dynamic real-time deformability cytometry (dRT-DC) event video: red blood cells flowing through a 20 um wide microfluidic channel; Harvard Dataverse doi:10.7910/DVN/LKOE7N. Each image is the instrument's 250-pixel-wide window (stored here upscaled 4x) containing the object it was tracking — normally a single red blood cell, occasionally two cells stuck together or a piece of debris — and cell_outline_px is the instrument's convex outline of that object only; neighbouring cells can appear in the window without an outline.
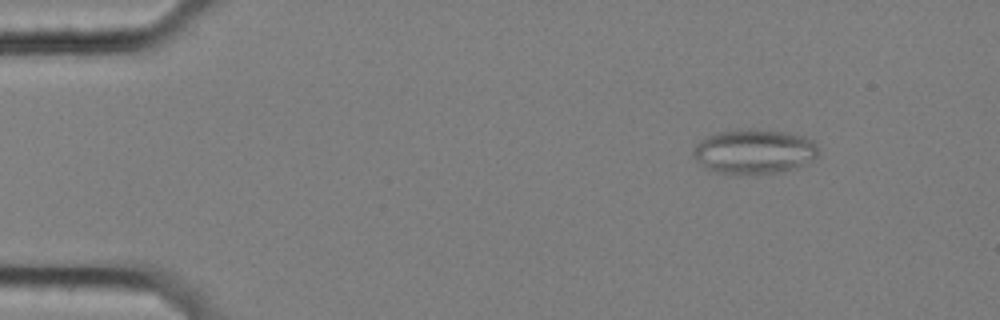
{"species": "common noctule bat (a hibernating species)", "species_latin": "Nyctalus noctula", "temperature_condition": "cold", "stored_images_in_passage": 58, "segment_of_instrument_passage": [1, 2], "camera_frame_rate_fps": 3000, "um_per_image_px": 0.085, "animal": {"sex": "female", "body_mass_g": 25.1}, "frame": {"image": 1, "passage_image": 8, "time_ms": 2.333, "image_size_px": [1000, 320], "cell_outline_px": [[816, 156], [812, 160], [784, 172], [736, 176], [716, 172], [700, 164], [696, 160], [692, 152], [696, 144], [700, 140], [716, 132], [736, 128], [784, 132], [804, 136], [812, 140], [816, 144]], "centroid_in_image_um": [64.05, 12.9], "position_along_channel_um": 21.0, "area_um2": 32.83}}